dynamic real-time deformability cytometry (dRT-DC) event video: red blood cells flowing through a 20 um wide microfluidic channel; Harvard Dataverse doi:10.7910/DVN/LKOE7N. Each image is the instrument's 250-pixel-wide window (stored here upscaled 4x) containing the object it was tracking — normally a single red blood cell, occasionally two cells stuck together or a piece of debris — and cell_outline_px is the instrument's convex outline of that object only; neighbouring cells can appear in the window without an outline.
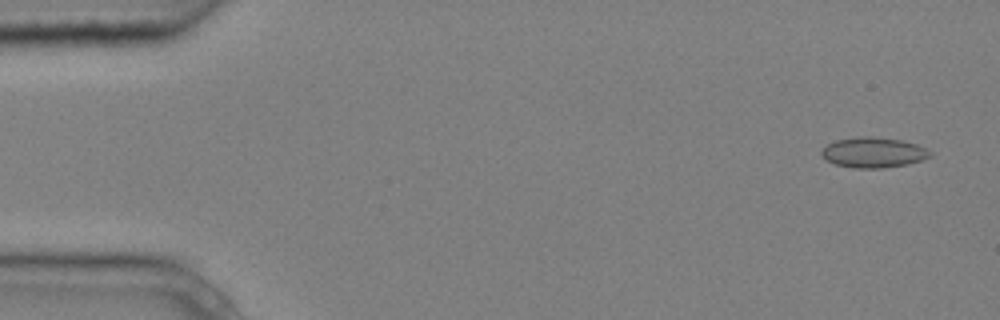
{"species": "common noctule bat (a hibernating species)", "species_latin": "Nyctalus noctula", "temperature_condition": "cold", "stored_images_in_passage": 7, "camera_frame_rate_fps": 3000, "um_per_image_px": 0.085, "animal": {"sex": "male", "body_mass_g": 20.4}, "frame": {"image": 1, "passage_image": 1, "time_ms": 0.0, "image_size_px": [1000, 320], "cell_outline_px": [[932, 156], [908, 164], [884, 168], [856, 168], [836, 164], [828, 160], [820, 152], [828, 144], [836, 140], [860, 136], [872, 136], [900, 140], [916, 144], [932, 152]], "centroid_in_image_um": [74.26, 12.96], "position_along_channel_um": 10.7, "area_um2": 18.96}}
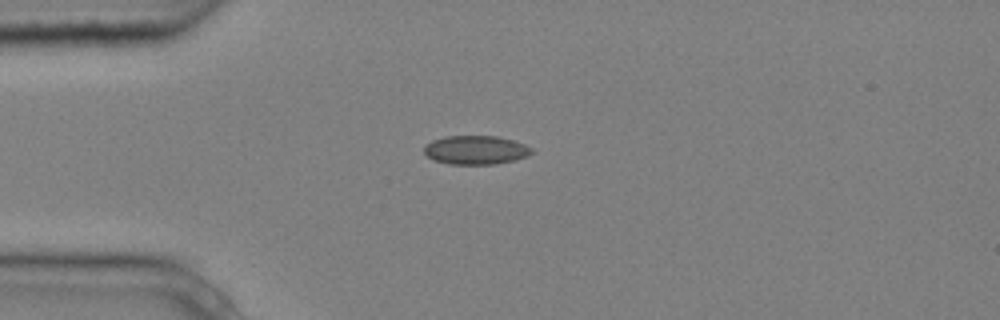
{"frame": {"image": 2, "passage_image": 4, "time_ms": 1.0, "image_size_px": [1000, 320], "cell_outline_px": [[536, 152], [528, 156], [516, 160], [496, 164], [448, 164], [432, 160], [424, 152], [424, 148], [432, 140], [444, 136], [496, 136], [512, 140], [524, 144], [532, 148]], "centroid_in_image_um": [40.47, 12.76], "position_along_channel_um": 44.5, "area_um2": 18.21}}
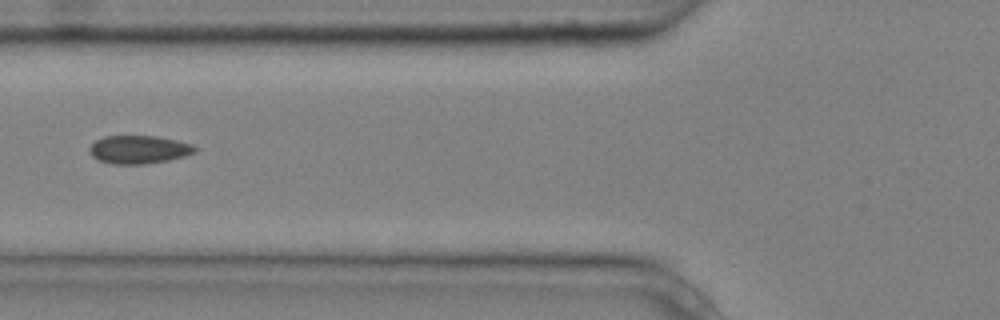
{"frame": {"image": 3, "passage_image": 6, "time_ms": 1.667, "image_size_px": [1000, 320], "cell_outline_px": [[196, 152], [184, 156], [168, 160], [144, 164], [112, 164], [100, 160], [92, 156], [88, 148], [96, 140], [104, 136], [156, 136], [176, 140], [192, 144], [196, 148]], "centroid_in_image_um": [11.79, 12.71], "position_along_channel_um": 114.0, "area_um2": 17.22}}